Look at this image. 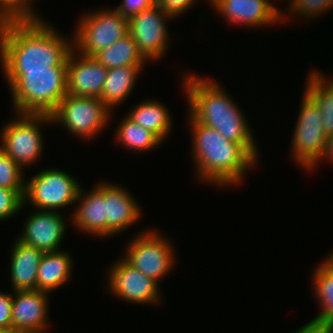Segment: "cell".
I'll return each mask as SVG.
<instances>
[{"label":"cell","instance_id":"cell-1","mask_svg":"<svg viewBox=\"0 0 333 333\" xmlns=\"http://www.w3.org/2000/svg\"><path fill=\"white\" fill-rule=\"evenodd\" d=\"M46 21L38 18L0 22V68L4 73L67 66L73 36L67 39Z\"/></svg>","mask_w":333,"mask_h":333},{"label":"cell","instance_id":"cell-2","mask_svg":"<svg viewBox=\"0 0 333 333\" xmlns=\"http://www.w3.org/2000/svg\"><path fill=\"white\" fill-rule=\"evenodd\" d=\"M188 118L195 176L199 181L221 189L241 184L248 170L259 162L257 144L230 142L216 129L195 121L189 114Z\"/></svg>","mask_w":333,"mask_h":333},{"label":"cell","instance_id":"cell-3","mask_svg":"<svg viewBox=\"0 0 333 333\" xmlns=\"http://www.w3.org/2000/svg\"><path fill=\"white\" fill-rule=\"evenodd\" d=\"M182 77L188 114L233 143H256L244 111L217 80L189 73ZM235 101V102H234Z\"/></svg>","mask_w":333,"mask_h":333},{"label":"cell","instance_id":"cell-4","mask_svg":"<svg viewBox=\"0 0 333 333\" xmlns=\"http://www.w3.org/2000/svg\"><path fill=\"white\" fill-rule=\"evenodd\" d=\"M12 95L13 113L51 115L67 95V66L27 73H4Z\"/></svg>","mask_w":333,"mask_h":333},{"label":"cell","instance_id":"cell-5","mask_svg":"<svg viewBox=\"0 0 333 333\" xmlns=\"http://www.w3.org/2000/svg\"><path fill=\"white\" fill-rule=\"evenodd\" d=\"M14 114V119L2 126L0 149L25 170L41 158L44 151L42 125H51L52 119L44 114Z\"/></svg>","mask_w":333,"mask_h":333},{"label":"cell","instance_id":"cell-6","mask_svg":"<svg viewBox=\"0 0 333 333\" xmlns=\"http://www.w3.org/2000/svg\"><path fill=\"white\" fill-rule=\"evenodd\" d=\"M112 113L100 98L67 94L50 116L52 125H62L74 136L89 140L108 127Z\"/></svg>","mask_w":333,"mask_h":333},{"label":"cell","instance_id":"cell-7","mask_svg":"<svg viewBox=\"0 0 333 333\" xmlns=\"http://www.w3.org/2000/svg\"><path fill=\"white\" fill-rule=\"evenodd\" d=\"M73 34V48L93 57L129 33L128 19L115 8L81 14Z\"/></svg>","mask_w":333,"mask_h":333},{"label":"cell","instance_id":"cell-8","mask_svg":"<svg viewBox=\"0 0 333 333\" xmlns=\"http://www.w3.org/2000/svg\"><path fill=\"white\" fill-rule=\"evenodd\" d=\"M293 131L291 152L294 162L308 172L316 169L323 160L327 135L318 106L304 91Z\"/></svg>","mask_w":333,"mask_h":333},{"label":"cell","instance_id":"cell-9","mask_svg":"<svg viewBox=\"0 0 333 333\" xmlns=\"http://www.w3.org/2000/svg\"><path fill=\"white\" fill-rule=\"evenodd\" d=\"M132 237L122 256L130 265L152 278L160 285V281L169 274L176 265L174 244L158 230L139 231Z\"/></svg>","mask_w":333,"mask_h":333},{"label":"cell","instance_id":"cell-10","mask_svg":"<svg viewBox=\"0 0 333 333\" xmlns=\"http://www.w3.org/2000/svg\"><path fill=\"white\" fill-rule=\"evenodd\" d=\"M81 184L65 170L45 168L25 180L23 205L35 209L54 210L75 204Z\"/></svg>","mask_w":333,"mask_h":333},{"label":"cell","instance_id":"cell-11","mask_svg":"<svg viewBox=\"0 0 333 333\" xmlns=\"http://www.w3.org/2000/svg\"><path fill=\"white\" fill-rule=\"evenodd\" d=\"M172 18L155 3L128 19L129 34L149 62L161 59L169 49L167 22Z\"/></svg>","mask_w":333,"mask_h":333},{"label":"cell","instance_id":"cell-12","mask_svg":"<svg viewBox=\"0 0 333 333\" xmlns=\"http://www.w3.org/2000/svg\"><path fill=\"white\" fill-rule=\"evenodd\" d=\"M121 258L108 268L107 290L129 303L158 306L162 300L159 284Z\"/></svg>","mask_w":333,"mask_h":333},{"label":"cell","instance_id":"cell-13","mask_svg":"<svg viewBox=\"0 0 333 333\" xmlns=\"http://www.w3.org/2000/svg\"><path fill=\"white\" fill-rule=\"evenodd\" d=\"M64 218L59 211L35 209L25 219L24 229L17 239L44 253L59 251L68 227Z\"/></svg>","mask_w":333,"mask_h":333},{"label":"cell","instance_id":"cell-14","mask_svg":"<svg viewBox=\"0 0 333 333\" xmlns=\"http://www.w3.org/2000/svg\"><path fill=\"white\" fill-rule=\"evenodd\" d=\"M227 23L259 27L281 24L282 11L269 0H207ZM279 22V23H278Z\"/></svg>","mask_w":333,"mask_h":333},{"label":"cell","instance_id":"cell-15","mask_svg":"<svg viewBox=\"0 0 333 333\" xmlns=\"http://www.w3.org/2000/svg\"><path fill=\"white\" fill-rule=\"evenodd\" d=\"M11 328L27 333H47L50 293L39 290L12 292Z\"/></svg>","mask_w":333,"mask_h":333},{"label":"cell","instance_id":"cell-16","mask_svg":"<svg viewBox=\"0 0 333 333\" xmlns=\"http://www.w3.org/2000/svg\"><path fill=\"white\" fill-rule=\"evenodd\" d=\"M108 69L74 48L68 55L67 94L100 98Z\"/></svg>","mask_w":333,"mask_h":333},{"label":"cell","instance_id":"cell-17","mask_svg":"<svg viewBox=\"0 0 333 333\" xmlns=\"http://www.w3.org/2000/svg\"><path fill=\"white\" fill-rule=\"evenodd\" d=\"M89 190L86 193L83 187L80 188L75 201L76 207L73 208L74 212L71 215V223L82 233L106 238L107 216L104 203V181L96 183Z\"/></svg>","mask_w":333,"mask_h":333},{"label":"cell","instance_id":"cell-18","mask_svg":"<svg viewBox=\"0 0 333 333\" xmlns=\"http://www.w3.org/2000/svg\"><path fill=\"white\" fill-rule=\"evenodd\" d=\"M120 184L104 181V203L107 220V237L121 234L142 217L137 200Z\"/></svg>","mask_w":333,"mask_h":333},{"label":"cell","instance_id":"cell-19","mask_svg":"<svg viewBox=\"0 0 333 333\" xmlns=\"http://www.w3.org/2000/svg\"><path fill=\"white\" fill-rule=\"evenodd\" d=\"M10 254L9 274L13 292L37 290L38 267L44 252L16 238Z\"/></svg>","mask_w":333,"mask_h":333},{"label":"cell","instance_id":"cell-20","mask_svg":"<svg viewBox=\"0 0 333 333\" xmlns=\"http://www.w3.org/2000/svg\"><path fill=\"white\" fill-rule=\"evenodd\" d=\"M73 258L66 251L45 252L37 274V290L52 293L72 277Z\"/></svg>","mask_w":333,"mask_h":333},{"label":"cell","instance_id":"cell-21","mask_svg":"<svg viewBox=\"0 0 333 333\" xmlns=\"http://www.w3.org/2000/svg\"><path fill=\"white\" fill-rule=\"evenodd\" d=\"M145 66H121L108 69L100 100L112 111L132 93L138 75ZM116 106V107H115Z\"/></svg>","mask_w":333,"mask_h":333},{"label":"cell","instance_id":"cell-22","mask_svg":"<svg viewBox=\"0 0 333 333\" xmlns=\"http://www.w3.org/2000/svg\"><path fill=\"white\" fill-rule=\"evenodd\" d=\"M128 113L126 116L130 120L151 131L162 142H165L166 137H168L173 128L170 111L165 104L157 100L142 101Z\"/></svg>","mask_w":333,"mask_h":333},{"label":"cell","instance_id":"cell-23","mask_svg":"<svg viewBox=\"0 0 333 333\" xmlns=\"http://www.w3.org/2000/svg\"><path fill=\"white\" fill-rule=\"evenodd\" d=\"M320 70H312L306 80L304 92L318 106L327 137L333 134V79L327 80Z\"/></svg>","mask_w":333,"mask_h":333},{"label":"cell","instance_id":"cell-24","mask_svg":"<svg viewBox=\"0 0 333 333\" xmlns=\"http://www.w3.org/2000/svg\"><path fill=\"white\" fill-rule=\"evenodd\" d=\"M93 57L107 69L121 66H144L149 62L138 50L135 40L129 33Z\"/></svg>","mask_w":333,"mask_h":333},{"label":"cell","instance_id":"cell-25","mask_svg":"<svg viewBox=\"0 0 333 333\" xmlns=\"http://www.w3.org/2000/svg\"><path fill=\"white\" fill-rule=\"evenodd\" d=\"M312 277L313 294L320 305L314 320L333 326V265L324 259L317 265Z\"/></svg>","mask_w":333,"mask_h":333},{"label":"cell","instance_id":"cell-26","mask_svg":"<svg viewBox=\"0 0 333 333\" xmlns=\"http://www.w3.org/2000/svg\"><path fill=\"white\" fill-rule=\"evenodd\" d=\"M116 141L120 142L125 149L137 152L151 151L158 148L162 141L151 131L143 128L130 120L126 115L121 119V123L116 127Z\"/></svg>","mask_w":333,"mask_h":333},{"label":"cell","instance_id":"cell-27","mask_svg":"<svg viewBox=\"0 0 333 333\" xmlns=\"http://www.w3.org/2000/svg\"><path fill=\"white\" fill-rule=\"evenodd\" d=\"M290 6H288V15L287 12H282V20L286 21V19L290 20L292 16H303L307 19L318 17L324 12L326 13L328 10L330 11L333 9V0H288ZM291 2V3H290ZM286 13V14H285Z\"/></svg>","mask_w":333,"mask_h":333},{"label":"cell","instance_id":"cell-28","mask_svg":"<svg viewBox=\"0 0 333 333\" xmlns=\"http://www.w3.org/2000/svg\"><path fill=\"white\" fill-rule=\"evenodd\" d=\"M24 170L0 149V187L25 190Z\"/></svg>","mask_w":333,"mask_h":333},{"label":"cell","instance_id":"cell-29","mask_svg":"<svg viewBox=\"0 0 333 333\" xmlns=\"http://www.w3.org/2000/svg\"><path fill=\"white\" fill-rule=\"evenodd\" d=\"M32 3L33 0H0V22L42 18L34 11Z\"/></svg>","mask_w":333,"mask_h":333},{"label":"cell","instance_id":"cell-30","mask_svg":"<svg viewBox=\"0 0 333 333\" xmlns=\"http://www.w3.org/2000/svg\"><path fill=\"white\" fill-rule=\"evenodd\" d=\"M25 190H9L0 187V221L14 218L23 210V195Z\"/></svg>","mask_w":333,"mask_h":333},{"label":"cell","instance_id":"cell-31","mask_svg":"<svg viewBox=\"0 0 333 333\" xmlns=\"http://www.w3.org/2000/svg\"><path fill=\"white\" fill-rule=\"evenodd\" d=\"M196 0H155V3L174 19L186 13Z\"/></svg>","mask_w":333,"mask_h":333},{"label":"cell","instance_id":"cell-32","mask_svg":"<svg viewBox=\"0 0 333 333\" xmlns=\"http://www.w3.org/2000/svg\"><path fill=\"white\" fill-rule=\"evenodd\" d=\"M155 4V0H122L115 9L124 17L129 19L142 10H146Z\"/></svg>","mask_w":333,"mask_h":333},{"label":"cell","instance_id":"cell-33","mask_svg":"<svg viewBox=\"0 0 333 333\" xmlns=\"http://www.w3.org/2000/svg\"><path fill=\"white\" fill-rule=\"evenodd\" d=\"M12 294L0 290V329L11 328Z\"/></svg>","mask_w":333,"mask_h":333},{"label":"cell","instance_id":"cell-34","mask_svg":"<svg viewBox=\"0 0 333 333\" xmlns=\"http://www.w3.org/2000/svg\"><path fill=\"white\" fill-rule=\"evenodd\" d=\"M294 333H333V326L312 319L309 323L301 326Z\"/></svg>","mask_w":333,"mask_h":333},{"label":"cell","instance_id":"cell-35","mask_svg":"<svg viewBox=\"0 0 333 333\" xmlns=\"http://www.w3.org/2000/svg\"><path fill=\"white\" fill-rule=\"evenodd\" d=\"M324 159H328L329 161L331 160L330 162L333 164V134L327 137V146L323 155V160Z\"/></svg>","mask_w":333,"mask_h":333},{"label":"cell","instance_id":"cell-36","mask_svg":"<svg viewBox=\"0 0 333 333\" xmlns=\"http://www.w3.org/2000/svg\"><path fill=\"white\" fill-rule=\"evenodd\" d=\"M0 333H27V332L17 330L15 328H8V329H0Z\"/></svg>","mask_w":333,"mask_h":333},{"label":"cell","instance_id":"cell-37","mask_svg":"<svg viewBox=\"0 0 333 333\" xmlns=\"http://www.w3.org/2000/svg\"><path fill=\"white\" fill-rule=\"evenodd\" d=\"M330 264L333 265V251L330 252V254L325 258Z\"/></svg>","mask_w":333,"mask_h":333}]
</instances>
